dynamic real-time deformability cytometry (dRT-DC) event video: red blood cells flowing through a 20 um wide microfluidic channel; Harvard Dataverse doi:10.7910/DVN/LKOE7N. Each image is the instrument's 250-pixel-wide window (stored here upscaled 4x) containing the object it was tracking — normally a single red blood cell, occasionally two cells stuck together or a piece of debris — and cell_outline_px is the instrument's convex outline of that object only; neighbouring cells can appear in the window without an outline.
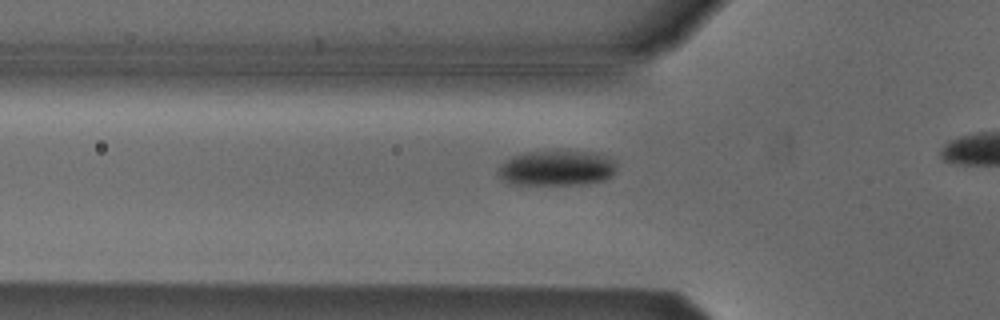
{"species": "Egyptian fruit bat (a non-hibernating species)", "species_latin": "Rousettus aegyptiacus", "temperature_condition": "cold", "stored_images_in_passage": 22, "camera_frame_rate_fps": 3000, "um_per_image_px": 0.085, "animal": {"sex": "male"}, "frame": {"image": 1, "passage_image": 13, "time_ms": 4.0, "image_size_px": [1000, 320], "cell_outline_px": [[616, 172], [612, 176], [604, 180], [580, 184], [508, 184], [496, 172], [496, 168], [504, 160], [512, 156], [524, 152], [560, 148], [600, 152], [616, 160]], "centroid_in_image_um": [47.34, 14.22], "position_along_channel_um": 78.5, "area_um2": 25.66}}
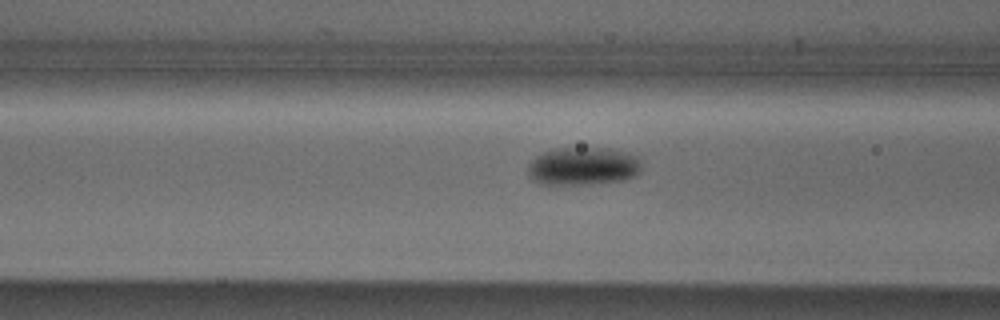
{"frame": {"image": 2, "passage_image": 16, "time_ms": 5.0, "image_size_px": [1000, 320], "cell_outline_px": [[640, 172], [636, 176], [624, 180], [588, 184], [540, 184], [532, 180], [528, 176], [528, 164], [536, 156], [552, 148], [608, 148], [624, 152], [636, 156], [640, 160]], "centroid_in_image_um": [49.54, 14.13], "position_along_channel_um": 117.1, "area_um2": 25.32}}
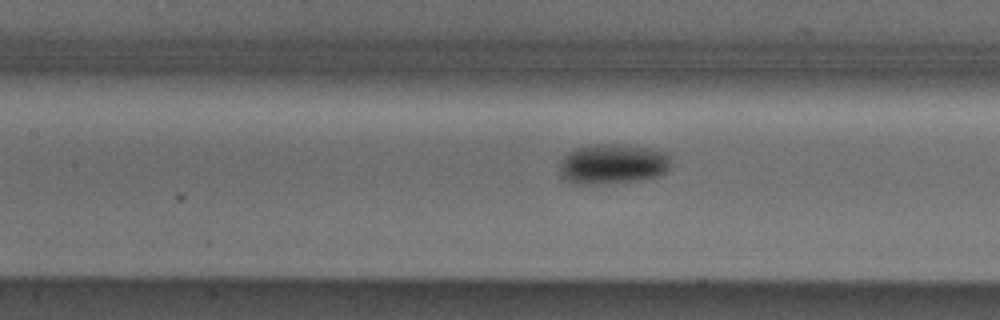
{"frame": {"image": 3, "passage_image": 19, "time_ms": 6.0, "image_size_px": [1000, 320], "cell_outline_px": [[672, 164], [660, 176], [636, 180], [592, 184], [576, 184], [564, 180], [560, 176], [560, 160], [568, 152], [576, 148], [592, 144], [628, 144], [652, 148], [668, 152], [672, 156]], "centroid_in_image_um": [52.11, 13.91], "position_along_channel_um": 155.3, "area_um2": 26.53}}